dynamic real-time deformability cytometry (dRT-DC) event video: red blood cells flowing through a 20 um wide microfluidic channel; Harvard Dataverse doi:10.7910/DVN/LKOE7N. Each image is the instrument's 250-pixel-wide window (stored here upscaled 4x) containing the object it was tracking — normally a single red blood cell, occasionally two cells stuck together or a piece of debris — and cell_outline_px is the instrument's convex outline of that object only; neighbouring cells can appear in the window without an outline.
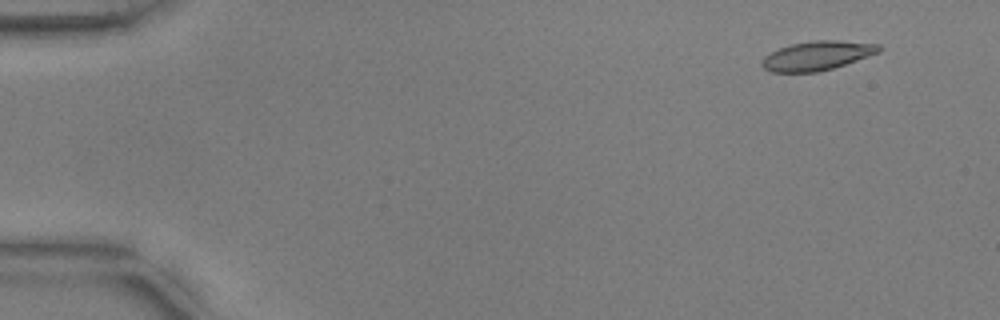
{"species": "common noctule bat (a hibernating species)", "species_latin": "Nyctalus noctula", "temperature_condition": "warm", "stored_images_in_passage": 15, "camera_frame_rate_fps": 3000, "um_per_image_px": 0.085, "animal": {"sex": "male", "body_mass_g": 17.9, "forearm_length_mm": 54.2}, "frame": {"image": 1, "passage_image": 5, "time_ms": 1.333, "image_size_px": [1000, 320], "cell_outline_px": [[884, 48], [880, 52], [832, 68], [816, 72], [772, 72], [764, 68], [760, 64], [764, 56], [780, 48], [792, 44], [816, 40], [836, 40], [880, 44]], "centroid_in_image_um": [69.47, 4.73], "position_along_channel_um": 15.5, "area_um2": 19.71}}